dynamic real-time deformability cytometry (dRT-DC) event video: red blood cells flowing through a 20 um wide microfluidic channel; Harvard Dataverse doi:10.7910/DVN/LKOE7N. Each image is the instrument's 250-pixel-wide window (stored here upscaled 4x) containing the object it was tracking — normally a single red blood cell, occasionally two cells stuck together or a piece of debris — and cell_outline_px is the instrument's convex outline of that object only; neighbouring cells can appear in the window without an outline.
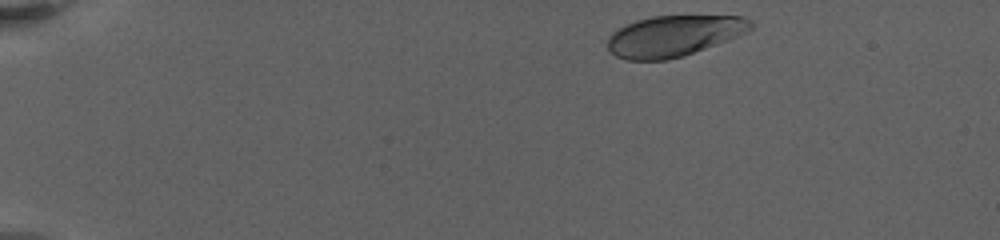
{"species": "human", "species_latin": "Homo sapiens", "temperature_condition": "warm", "stored_images_in_passage": 25, "camera_frame_rate_fps": 3000, "um_per_image_px": 0.085, "donor": {"sex": "female"}, "frame": {"image": 1, "passage_image": 1, "time_ms": 0.0, "image_size_px": [1000, 240], "cell_outline_px": [[752, 28], [748, 32], [728, 40], [684, 56], [668, 60], [624, 60], [616, 56], [608, 48], [608, 36], [612, 32], [636, 20], [652, 16], [744, 16], [752, 20]], "centroid_in_image_um": [57.29, 3.05], "position_along_channel_um": 27.7, "area_um2": 34.22}}
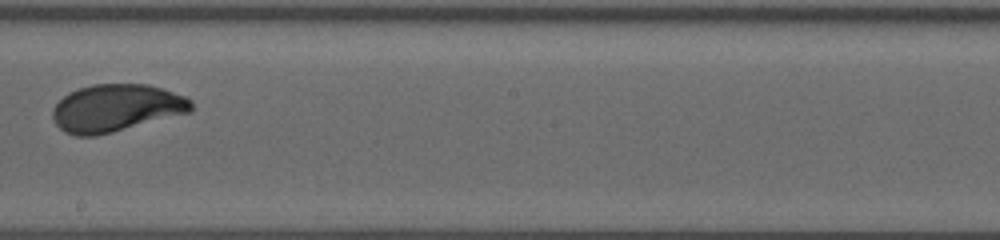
{"frame": {"image": 2, "passage_image": 14, "time_ms": 10.333, "image_size_px": [1000, 240], "cell_outline_px": [[192, 112], [96, 136], [76, 136], [64, 132], [56, 124], [52, 116], [52, 108], [68, 92], [92, 84], [148, 84], [164, 88], [184, 96], [192, 100]], "centroid_in_image_um": [9.88, 9.18], "position_along_channel_um": 238.3, "area_um2": 38.44}}
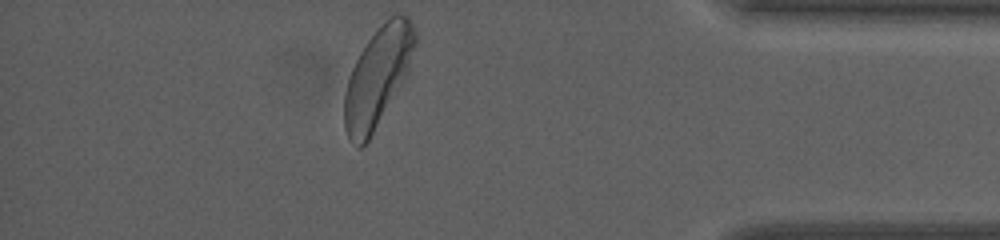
{"frame": {"image": 3, "passage_image": 25, "time_ms": 16.667, "image_size_px": [1000, 240], "cell_outline_px": [[416, 44], [408, 72], [368, 140], [360, 148], [348, 136], [344, 128], [344, 92], [352, 68], [360, 52], [368, 40], [396, 12], [408, 16], [416, 32]], "centroid_in_image_um": [32.11, 6.51], "position_along_channel_um": 403.1, "area_um2": 39.82}, "authors_computed_cell_mechanics": {"area_um2": 38.0902, "velocity_mm_per_s": 3.0493, "shape_relaxation_time_tau1_ms": 2.9689, "shape_relaxation_time_tau2_ms": null, "deformation_change_tau1": 0.1321, "deformation_change_tau2": null}}